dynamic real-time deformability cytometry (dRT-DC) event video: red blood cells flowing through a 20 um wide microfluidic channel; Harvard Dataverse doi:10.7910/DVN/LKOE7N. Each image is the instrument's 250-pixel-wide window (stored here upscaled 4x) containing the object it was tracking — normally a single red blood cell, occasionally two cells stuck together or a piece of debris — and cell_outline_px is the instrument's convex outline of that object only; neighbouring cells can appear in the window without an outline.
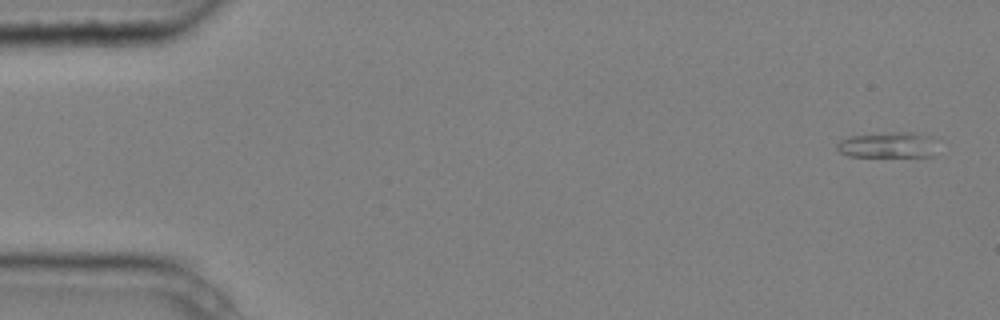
{"species": "common noctule bat (a hibernating species)", "species_latin": "Nyctalus noctula", "temperature_condition": "cold", "stored_images_in_passage": 6, "camera_frame_rate_fps": 3000, "um_per_image_px": 0.085, "animal": {"sex": "male", "body_mass_g": 20.4}, "frame": {"image": 1, "passage_image": 1, "time_ms": 0.0, "image_size_px": [1000, 320], "cell_outline_px": [[932, 156], [848, 156], [840, 152], [836, 148], [836, 144], [840, 140], [848, 136], [896, 132], [912, 132], [928, 136]], "centroid_in_image_um": [75.3, 12.32], "position_along_channel_um": 9.7, "area_um2": 14.39}}
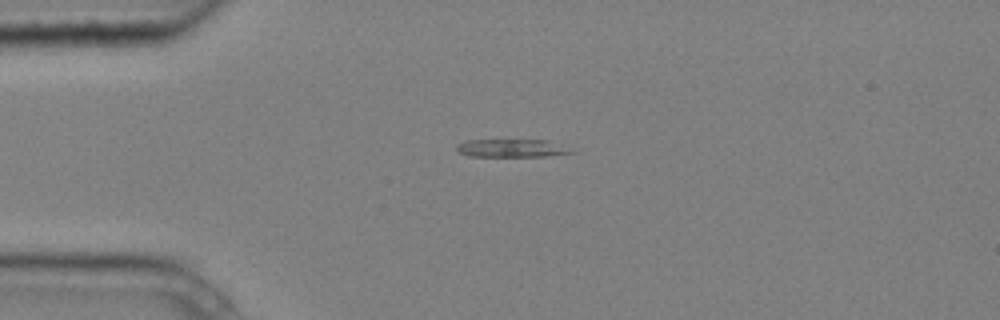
{"frame": {"image": 2, "passage_image": 4, "time_ms": 1.0, "image_size_px": [1000, 320], "cell_outline_px": [[576, 152], [544, 156], [468, 156], [460, 152], [456, 148], [456, 144], [464, 140], [544, 140]], "centroid_in_image_um": [43.36, 12.59], "position_along_channel_um": 41.6, "area_um2": 11.62}}
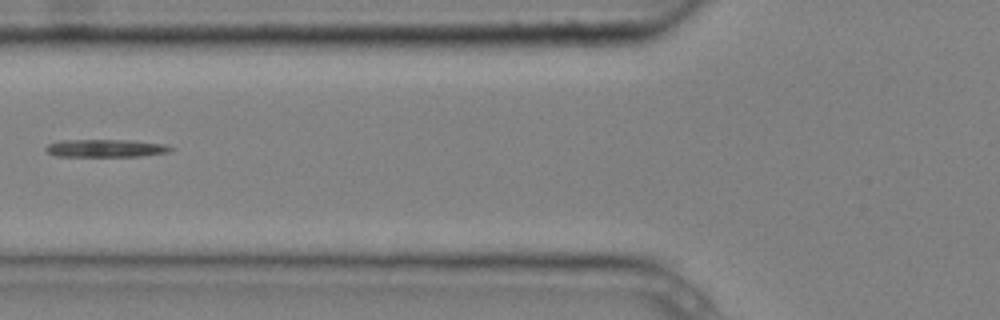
{"frame": {"image": 3, "passage_image": 6, "time_ms": 1.667, "image_size_px": [1000, 320], "cell_outline_px": [[176, 148], [168, 152], [140, 156], [56, 156], [48, 152], [44, 148], [48, 144], [60, 140], [128, 140], [168, 144]], "centroid_in_image_um": [9.02, 12.59], "position_along_channel_um": 116.8, "area_um2": 12.95}}